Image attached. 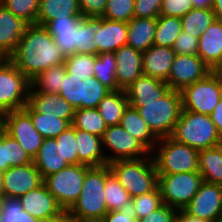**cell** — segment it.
Instances as JSON below:
<instances>
[{"label": "cell", "instance_id": "cell-1", "mask_svg": "<svg viewBox=\"0 0 222 222\" xmlns=\"http://www.w3.org/2000/svg\"><path fill=\"white\" fill-rule=\"evenodd\" d=\"M8 59L31 81L44 70L63 65L66 58L44 26L30 24Z\"/></svg>", "mask_w": 222, "mask_h": 222}, {"label": "cell", "instance_id": "cell-2", "mask_svg": "<svg viewBox=\"0 0 222 222\" xmlns=\"http://www.w3.org/2000/svg\"><path fill=\"white\" fill-rule=\"evenodd\" d=\"M110 174L108 164L87 169L81 194L68 210L75 220L104 218V215L108 212L104 187L106 178Z\"/></svg>", "mask_w": 222, "mask_h": 222}, {"label": "cell", "instance_id": "cell-3", "mask_svg": "<svg viewBox=\"0 0 222 222\" xmlns=\"http://www.w3.org/2000/svg\"><path fill=\"white\" fill-rule=\"evenodd\" d=\"M108 166L132 198L158 187V173L151 154L140 159L116 160Z\"/></svg>", "mask_w": 222, "mask_h": 222}, {"label": "cell", "instance_id": "cell-4", "mask_svg": "<svg viewBox=\"0 0 222 222\" xmlns=\"http://www.w3.org/2000/svg\"><path fill=\"white\" fill-rule=\"evenodd\" d=\"M170 137L198 151L222 144V137L209 115L183 109Z\"/></svg>", "mask_w": 222, "mask_h": 222}, {"label": "cell", "instance_id": "cell-5", "mask_svg": "<svg viewBox=\"0 0 222 222\" xmlns=\"http://www.w3.org/2000/svg\"><path fill=\"white\" fill-rule=\"evenodd\" d=\"M134 108L158 139L169 137L182 110L181 93L170 89L163 97Z\"/></svg>", "mask_w": 222, "mask_h": 222}, {"label": "cell", "instance_id": "cell-6", "mask_svg": "<svg viewBox=\"0 0 222 222\" xmlns=\"http://www.w3.org/2000/svg\"><path fill=\"white\" fill-rule=\"evenodd\" d=\"M154 149L150 154L158 174L199 171V151L195 148L169 136L159 138Z\"/></svg>", "mask_w": 222, "mask_h": 222}, {"label": "cell", "instance_id": "cell-7", "mask_svg": "<svg viewBox=\"0 0 222 222\" xmlns=\"http://www.w3.org/2000/svg\"><path fill=\"white\" fill-rule=\"evenodd\" d=\"M88 168L83 164L68 165L43 179L47 190L64 211H68L80 196Z\"/></svg>", "mask_w": 222, "mask_h": 222}, {"label": "cell", "instance_id": "cell-8", "mask_svg": "<svg viewBox=\"0 0 222 222\" xmlns=\"http://www.w3.org/2000/svg\"><path fill=\"white\" fill-rule=\"evenodd\" d=\"M30 80L6 58L0 65V117L27 105Z\"/></svg>", "mask_w": 222, "mask_h": 222}, {"label": "cell", "instance_id": "cell-9", "mask_svg": "<svg viewBox=\"0 0 222 222\" xmlns=\"http://www.w3.org/2000/svg\"><path fill=\"white\" fill-rule=\"evenodd\" d=\"M203 181L199 171L158 174L163 204L182 210L198 192Z\"/></svg>", "mask_w": 222, "mask_h": 222}, {"label": "cell", "instance_id": "cell-10", "mask_svg": "<svg viewBox=\"0 0 222 222\" xmlns=\"http://www.w3.org/2000/svg\"><path fill=\"white\" fill-rule=\"evenodd\" d=\"M180 93L183 110L210 115L222 98V85L212 71L205 78L184 87Z\"/></svg>", "mask_w": 222, "mask_h": 222}, {"label": "cell", "instance_id": "cell-11", "mask_svg": "<svg viewBox=\"0 0 222 222\" xmlns=\"http://www.w3.org/2000/svg\"><path fill=\"white\" fill-rule=\"evenodd\" d=\"M3 130L17 140L33 159L40 149L44 138L35 129L32 118L24 110L7 112L0 117Z\"/></svg>", "mask_w": 222, "mask_h": 222}, {"label": "cell", "instance_id": "cell-12", "mask_svg": "<svg viewBox=\"0 0 222 222\" xmlns=\"http://www.w3.org/2000/svg\"><path fill=\"white\" fill-rule=\"evenodd\" d=\"M105 147L111 151H108L109 155H105L107 164L116 160L140 159L150 155V152L120 124L107 126L102 137L103 151H106Z\"/></svg>", "mask_w": 222, "mask_h": 222}, {"label": "cell", "instance_id": "cell-13", "mask_svg": "<svg viewBox=\"0 0 222 222\" xmlns=\"http://www.w3.org/2000/svg\"><path fill=\"white\" fill-rule=\"evenodd\" d=\"M212 70L198 55L175 54L166 83L170 89L181 91L184 87L205 78Z\"/></svg>", "mask_w": 222, "mask_h": 222}, {"label": "cell", "instance_id": "cell-14", "mask_svg": "<svg viewBox=\"0 0 222 222\" xmlns=\"http://www.w3.org/2000/svg\"><path fill=\"white\" fill-rule=\"evenodd\" d=\"M2 175L1 197H20L43 183L34 163L10 167Z\"/></svg>", "mask_w": 222, "mask_h": 222}, {"label": "cell", "instance_id": "cell-15", "mask_svg": "<svg viewBox=\"0 0 222 222\" xmlns=\"http://www.w3.org/2000/svg\"><path fill=\"white\" fill-rule=\"evenodd\" d=\"M222 209V186L203 181L183 210L199 219L217 222Z\"/></svg>", "mask_w": 222, "mask_h": 222}, {"label": "cell", "instance_id": "cell-16", "mask_svg": "<svg viewBox=\"0 0 222 222\" xmlns=\"http://www.w3.org/2000/svg\"><path fill=\"white\" fill-rule=\"evenodd\" d=\"M19 200L27 213L42 221L57 217L64 211L49 193L44 183L20 196Z\"/></svg>", "mask_w": 222, "mask_h": 222}, {"label": "cell", "instance_id": "cell-17", "mask_svg": "<svg viewBox=\"0 0 222 222\" xmlns=\"http://www.w3.org/2000/svg\"><path fill=\"white\" fill-rule=\"evenodd\" d=\"M117 90H126L142 73V52L125 45L115 52Z\"/></svg>", "mask_w": 222, "mask_h": 222}, {"label": "cell", "instance_id": "cell-18", "mask_svg": "<svg viewBox=\"0 0 222 222\" xmlns=\"http://www.w3.org/2000/svg\"><path fill=\"white\" fill-rule=\"evenodd\" d=\"M82 19L83 16L54 18L44 25L65 58L76 54L77 26Z\"/></svg>", "mask_w": 222, "mask_h": 222}, {"label": "cell", "instance_id": "cell-19", "mask_svg": "<svg viewBox=\"0 0 222 222\" xmlns=\"http://www.w3.org/2000/svg\"><path fill=\"white\" fill-rule=\"evenodd\" d=\"M30 24L0 3V53L8 58Z\"/></svg>", "mask_w": 222, "mask_h": 222}, {"label": "cell", "instance_id": "cell-20", "mask_svg": "<svg viewBox=\"0 0 222 222\" xmlns=\"http://www.w3.org/2000/svg\"><path fill=\"white\" fill-rule=\"evenodd\" d=\"M27 104L36 112L43 115L56 116L72 123L75 114L74 107L59 93L46 94L42 92H29Z\"/></svg>", "mask_w": 222, "mask_h": 222}, {"label": "cell", "instance_id": "cell-21", "mask_svg": "<svg viewBox=\"0 0 222 222\" xmlns=\"http://www.w3.org/2000/svg\"><path fill=\"white\" fill-rule=\"evenodd\" d=\"M174 59L175 51L171 47L152 45L142 52V73L166 82Z\"/></svg>", "mask_w": 222, "mask_h": 222}, {"label": "cell", "instance_id": "cell-22", "mask_svg": "<svg viewBox=\"0 0 222 222\" xmlns=\"http://www.w3.org/2000/svg\"><path fill=\"white\" fill-rule=\"evenodd\" d=\"M169 90V85L165 81L142 74L125 92L132 107H142V102L155 101Z\"/></svg>", "mask_w": 222, "mask_h": 222}, {"label": "cell", "instance_id": "cell-23", "mask_svg": "<svg viewBox=\"0 0 222 222\" xmlns=\"http://www.w3.org/2000/svg\"><path fill=\"white\" fill-rule=\"evenodd\" d=\"M197 55L213 71L222 63V22L215 19L200 35Z\"/></svg>", "mask_w": 222, "mask_h": 222}, {"label": "cell", "instance_id": "cell-24", "mask_svg": "<svg viewBox=\"0 0 222 222\" xmlns=\"http://www.w3.org/2000/svg\"><path fill=\"white\" fill-rule=\"evenodd\" d=\"M97 53L115 52L127 45V23L102 18V25L94 35Z\"/></svg>", "mask_w": 222, "mask_h": 222}, {"label": "cell", "instance_id": "cell-25", "mask_svg": "<svg viewBox=\"0 0 222 222\" xmlns=\"http://www.w3.org/2000/svg\"><path fill=\"white\" fill-rule=\"evenodd\" d=\"M78 164L89 167L106 165V157L102 148V137L75 129Z\"/></svg>", "mask_w": 222, "mask_h": 222}, {"label": "cell", "instance_id": "cell-26", "mask_svg": "<svg viewBox=\"0 0 222 222\" xmlns=\"http://www.w3.org/2000/svg\"><path fill=\"white\" fill-rule=\"evenodd\" d=\"M33 163L43 179L69 165L62 156L61 145L55 138L43 140L37 155L33 158Z\"/></svg>", "mask_w": 222, "mask_h": 222}, {"label": "cell", "instance_id": "cell-27", "mask_svg": "<svg viewBox=\"0 0 222 222\" xmlns=\"http://www.w3.org/2000/svg\"><path fill=\"white\" fill-rule=\"evenodd\" d=\"M156 18L133 17L127 22V45L144 52L154 42Z\"/></svg>", "mask_w": 222, "mask_h": 222}, {"label": "cell", "instance_id": "cell-28", "mask_svg": "<svg viewBox=\"0 0 222 222\" xmlns=\"http://www.w3.org/2000/svg\"><path fill=\"white\" fill-rule=\"evenodd\" d=\"M120 125L135 137L150 153L154 150L158 138L152 133L136 108L130 104L125 108Z\"/></svg>", "mask_w": 222, "mask_h": 222}, {"label": "cell", "instance_id": "cell-29", "mask_svg": "<svg viewBox=\"0 0 222 222\" xmlns=\"http://www.w3.org/2000/svg\"><path fill=\"white\" fill-rule=\"evenodd\" d=\"M82 16L78 0H39L38 25L44 26L54 18Z\"/></svg>", "mask_w": 222, "mask_h": 222}, {"label": "cell", "instance_id": "cell-30", "mask_svg": "<svg viewBox=\"0 0 222 222\" xmlns=\"http://www.w3.org/2000/svg\"><path fill=\"white\" fill-rule=\"evenodd\" d=\"M32 162L33 159L19 142L2 129L0 131V172H5L10 167L23 166Z\"/></svg>", "mask_w": 222, "mask_h": 222}, {"label": "cell", "instance_id": "cell-31", "mask_svg": "<svg viewBox=\"0 0 222 222\" xmlns=\"http://www.w3.org/2000/svg\"><path fill=\"white\" fill-rule=\"evenodd\" d=\"M198 163L204 181L222 186V144L199 150Z\"/></svg>", "mask_w": 222, "mask_h": 222}, {"label": "cell", "instance_id": "cell-32", "mask_svg": "<svg viewBox=\"0 0 222 222\" xmlns=\"http://www.w3.org/2000/svg\"><path fill=\"white\" fill-rule=\"evenodd\" d=\"M128 98L125 90L110 91L99 103L97 109L107 126L118 125L121 122L123 112L128 106Z\"/></svg>", "mask_w": 222, "mask_h": 222}, {"label": "cell", "instance_id": "cell-33", "mask_svg": "<svg viewBox=\"0 0 222 222\" xmlns=\"http://www.w3.org/2000/svg\"><path fill=\"white\" fill-rule=\"evenodd\" d=\"M66 73L64 64L44 70L30 81L29 92L59 93Z\"/></svg>", "mask_w": 222, "mask_h": 222}, {"label": "cell", "instance_id": "cell-34", "mask_svg": "<svg viewBox=\"0 0 222 222\" xmlns=\"http://www.w3.org/2000/svg\"><path fill=\"white\" fill-rule=\"evenodd\" d=\"M32 118L35 129L44 138H56L64 132L71 124L56 116L36 113L28 104L23 108Z\"/></svg>", "mask_w": 222, "mask_h": 222}, {"label": "cell", "instance_id": "cell-35", "mask_svg": "<svg viewBox=\"0 0 222 222\" xmlns=\"http://www.w3.org/2000/svg\"><path fill=\"white\" fill-rule=\"evenodd\" d=\"M101 25L102 17H83L77 26L76 54H98L93 41Z\"/></svg>", "mask_w": 222, "mask_h": 222}, {"label": "cell", "instance_id": "cell-36", "mask_svg": "<svg viewBox=\"0 0 222 222\" xmlns=\"http://www.w3.org/2000/svg\"><path fill=\"white\" fill-rule=\"evenodd\" d=\"M71 125L78 130L103 137L107 125L97 108L75 109Z\"/></svg>", "mask_w": 222, "mask_h": 222}, {"label": "cell", "instance_id": "cell-37", "mask_svg": "<svg viewBox=\"0 0 222 222\" xmlns=\"http://www.w3.org/2000/svg\"><path fill=\"white\" fill-rule=\"evenodd\" d=\"M182 32V23L179 17L161 16L156 18V29L153 45L173 47L176 38Z\"/></svg>", "mask_w": 222, "mask_h": 222}, {"label": "cell", "instance_id": "cell-38", "mask_svg": "<svg viewBox=\"0 0 222 222\" xmlns=\"http://www.w3.org/2000/svg\"><path fill=\"white\" fill-rule=\"evenodd\" d=\"M104 197L108 212L130 208L132 197L112 173L106 178Z\"/></svg>", "mask_w": 222, "mask_h": 222}, {"label": "cell", "instance_id": "cell-39", "mask_svg": "<svg viewBox=\"0 0 222 222\" xmlns=\"http://www.w3.org/2000/svg\"><path fill=\"white\" fill-rule=\"evenodd\" d=\"M180 19L182 31L200 38V35L204 33L215 20V15L212 9L192 8Z\"/></svg>", "mask_w": 222, "mask_h": 222}, {"label": "cell", "instance_id": "cell-40", "mask_svg": "<svg viewBox=\"0 0 222 222\" xmlns=\"http://www.w3.org/2000/svg\"><path fill=\"white\" fill-rule=\"evenodd\" d=\"M116 67L114 52L98 53L96 55L94 77L110 91L117 90Z\"/></svg>", "mask_w": 222, "mask_h": 222}, {"label": "cell", "instance_id": "cell-41", "mask_svg": "<svg viewBox=\"0 0 222 222\" xmlns=\"http://www.w3.org/2000/svg\"><path fill=\"white\" fill-rule=\"evenodd\" d=\"M96 55L74 54L66 57L64 65L68 74L84 81L94 76Z\"/></svg>", "mask_w": 222, "mask_h": 222}, {"label": "cell", "instance_id": "cell-42", "mask_svg": "<svg viewBox=\"0 0 222 222\" xmlns=\"http://www.w3.org/2000/svg\"><path fill=\"white\" fill-rule=\"evenodd\" d=\"M163 205L159 187L155 190L131 199L130 209L137 220Z\"/></svg>", "mask_w": 222, "mask_h": 222}, {"label": "cell", "instance_id": "cell-43", "mask_svg": "<svg viewBox=\"0 0 222 222\" xmlns=\"http://www.w3.org/2000/svg\"><path fill=\"white\" fill-rule=\"evenodd\" d=\"M3 222H42L27 213L18 197H0Z\"/></svg>", "mask_w": 222, "mask_h": 222}, {"label": "cell", "instance_id": "cell-44", "mask_svg": "<svg viewBox=\"0 0 222 222\" xmlns=\"http://www.w3.org/2000/svg\"><path fill=\"white\" fill-rule=\"evenodd\" d=\"M109 92L110 90L94 76L82 81L81 108H97Z\"/></svg>", "mask_w": 222, "mask_h": 222}, {"label": "cell", "instance_id": "cell-45", "mask_svg": "<svg viewBox=\"0 0 222 222\" xmlns=\"http://www.w3.org/2000/svg\"><path fill=\"white\" fill-rule=\"evenodd\" d=\"M16 17L24 19L29 24L37 23L39 0H0Z\"/></svg>", "mask_w": 222, "mask_h": 222}, {"label": "cell", "instance_id": "cell-46", "mask_svg": "<svg viewBox=\"0 0 222 222\" xmlns=\"http://www.w3.org/2000/svg\"><path fill=\"white\" fill-rule=\"evenodd\" d=\"M135 0H108L102 18L127 23L134 17Z\"/></svg>", "mask_w": 222, "mask_h": 222}, {"label": "cell", "instance_id": "cell-47", "mask_svg": "<svg viewBox=\"0 0 222 222\" xmlns=\"http://www.w3.org/2000/svg\"><path fill=\"white\" fill-rule=\"evenodd\" d=\"M59 95L69 102L74 109L81 108L82 81L77 77H72L66 73Z\"/></svg>", "mask_w": 222, "mask_h": 222}, {"label": "cell", "instance_id": "cell-48", "mask_svg": "<svg viewBox=\"0 0 222 222\" xmlns=\"http://www.w3.org/2000/svg\"><path fill=\"white\" fill-rule=\"evenodd\" d=\"M55 139L61 145L62 156L65 161L69 165L78 164L75 128L71 125Z\"/></svg>", "mask_w": 222, "mask_h": 222}, {"label": "cell", "instance_id": "cell-49", "mask_svg": "<svg viewBox=\"0 0 222 222\" xmlns=\"http://www.w3.org/2000/svg\"><path fill=\"white\" fill-rule=\"evenodd\" d=\"M192 8V0H163L160 15L182 18Z\"/></svg>", "mask_w": 222, "mask_h": 222}, {"label": "cell", "instance_id": "cell-50", "mask_svg": "<svg viewBox=\"0 0 222 222\" xmlns=\"http://www.w3.org/2000/svg\"><path fill=\"white\" fill-rule=\"evenodd\" d=\"M199 38L196 36L182 31L176 38L172 49L175 54L183 55H197Z\"/></svg>", "mask_w": 222, "mask_h": 222}, {"label": "cell", "instance_id": "cell-51", "mask_svg": "<svg viewBox=\"0 0 222 222\" xmlns=\"http://www.w3.org/2000/svg\"><path fill=\"white\" fill-rule=\"evenodd\" d=\"M163 0H135L134 17L157 18Z\"/></svg>", "mask_w": 222, "mask_h": 222}, {"label": "cell", "instance_id": "cell-52", "mask_svg": "<svg viewBox=\"0 0 222 222\" xmlns=\"http://www.w3.org/2000/svg\"><path fill=\"white\" fill-rule=\"evenodd\" d=\"M178 209L163 204L157 210L150 212L138 222H176Z\"/></svg>", "mask_w": 222, "mask_h": 222}, {"label": "cell", "instance_id": "cell-53", "mask_svg": "<svg viewBox=\"0 0 222 222\" xmlns=\"http://www.w3.org/2000/svg\"><path fill=\"white\" fill-rule=\"evenodd\" d=\"M83 17H102L108 0H78Z\"/></svg>", "mask_w": 222, "mask_h": 222}, {"label": "cell", "instance_id": "cell-54", "mask_svg": "<svg viewBox=\"0 0 222 222\" xmlns=\"http://www.w3.org/2000/svg\"><path fill=\"white\" fill-rule=\"evenodd\" d=\"M104 222H138L131 209L109 211L104 215Z\"/></svg>", "mask_w": 222, "mask_h": 222}, {"label": "cell", "instance_id": "cell-55", "mask_svg": "<svg viewBox=\"0 0 222 222\" xmlns=\"http://www.w3.org/2000/svg\"><path fill=\"white\" fill-rule=\"evenodd\" d=\"M209 116L211 121L215 124L217 132L222 137V98L219 100L217 106Z\"/></svg>", "mask_w": 222, "mask_h": 222}, {"label": "cell", "instance_id": "cell-56", "mask_svg": "<svg viewBox=\"0 0 222 222\" xmlns=\"http://www.w3.org/2000/svg\"><path fill=\"white\" fill-rule=\"evenodd\" d=\"M176 222H211L187 214L183 209L178 211Z\"/></svg>", "mask_w": 222, "mask_h": 222}, {"label": "cell", "instance_id": "cell-57", "mask_svg": "<svg viewBox=\"0 0 222 222\" xmlns=\"http://www.w3.org/2000/svg\"><path fill=\"white\" fill-rule=\"evenodd\" d=\"M42 222H75V219L68 211H63L57 217L45 219Z\"/></svg>", "mask_w": 222, "mask_h": 222}, {"label": "cell", "instance_id": "cell-58", "mask_svg": "<svg viewBox=\"0 0 222 222\" xmlns=\"http://www.w3.org/2000/svg\"><path fill=\"white\" fill-rule=\"evenodd\" d=\"M194 8L213 9L214 0H192Z\"/></svg>", "mask_w": 222, "mask_h": 222}, {"label": "cell", "instance_id": "cell-59", "mask_svg": "<svg viewBox=\"0 0 222 222\" xmlns=\"http://www.w3.org/2000/svg\"><path fill=\"white\" fill-rule=\"evenodd\" d=\"M212 10L214 12L215 19L222 22V0H214Z\"/></svg>", "mask_w": 222, "mask_h": 222}, {"label": "cell", "instance_id": "cell-60", "mask_svg": "<svg viewBox=\"0 0 222 222\" xmlns=\"http://www.w3.org/2000/svg\"><path fill=\"white\" fill-rule=\"evenodd\" d=\"M213 72L218 76L221 85H222V63L219 64L214 70Z\"/></svg>", "mask_w": 222, "mask_h": 222}, {"label": "cell", "instance_id": "cell-61", "mask_svg": "<svg viewBox=\"0 0 222 222\" xmlns=\"http://www.w3.org/2000/svg\"><path fill=\"white\" fill-rule=\"evenodd\" d=\"M75 222H104L103 219L75 220Z\"/></svg>", "mask_w": 222, "mask_h": 222}, {"label": "cell", "instance_id": "cell-62", "mask_svg": "<svg viewBox=\"0 0 222 222\" xmlns=\"http://www.w3.org/2000/svg\"><path fill=\"white\" fill-rule=\"evenodd\" d=\"M5 59L6 57L2 53H0V65Z\"/></svg>", "mask_w": 222, "mask_h": 222}, {"label": "cell", "instance_id": "cell-63", "mask_svg": "<svg viewBox=\"0 0 222 222\" xmlns=\"http://www.w3.org/2000/svg\"><path fill=\"white\" fill-rule=\"evenodd\" d=\"M1 187H2V175H1V172H0V197H1Z\"/></svg>", "mask_w": 222, "mask_h": 222}, {"label": "cell", "instance_id": "cell-64", "mask_svg": "<svg viewBox=\"0 0 222 222\" xmlns=\"http://www.w3.org/2000/svg\"><path fill=\"white\" fill-rule=\"evenodd\" d=\"M217 222H222V209H221V212H220V215H219V218H218Z\"/></svg>", "mask_w": 222, "mask_h": 222}, {"label": "cell", "instance_id": "cell-65", "mask_svg": "<svg viewBox=\"0 0 222 222\" xmlns=\"http://www.w3.org/2000/svg\"><path fill=\"white\" fill-rule=\"evenodd\" d=\"M0 222H3V213H2L1 208H0Z\"/></svg>", "mask_w": 222, "mask_h": 222}, {"label": "cell", "instance_id": "cell-66", "mask_svg": "<svg viewBox=\"0 0 222 222\" xmlns=\"http://www.w3.org/2000/svg\"><path fill=\"white\" fill-rule=\"evenodd\" d=\"M3 129L2 123L0 121V131Z\"/></svg>", "mask_w": 222, "mask_h": 222}]
</instances>
